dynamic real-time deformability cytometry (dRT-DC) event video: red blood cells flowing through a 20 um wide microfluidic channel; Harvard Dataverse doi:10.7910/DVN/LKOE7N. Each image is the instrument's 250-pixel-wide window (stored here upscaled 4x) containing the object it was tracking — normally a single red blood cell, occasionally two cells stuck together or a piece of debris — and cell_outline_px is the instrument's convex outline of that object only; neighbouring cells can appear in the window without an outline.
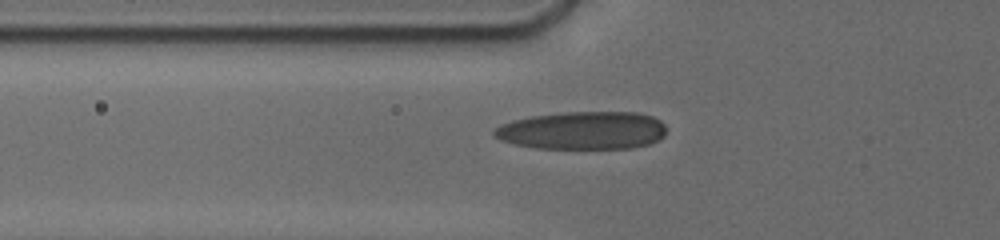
{"species": "human", "species_latin": "Homo sapiens", "temperature_condition": "cold", "stored_images_in_passage": 46, "camera_frame_rate_fps": 3000, "um_per_image_px": 0.085, "donor": {"sex": "male"}, "frame": {"image": 1, "passage_image": 2, "time_ms": 0.333, "image_size_px": [1000, 240], "cell_outline_px": [[664, 136], [648, 144], [632, 148], [536, 148], [516, 144], [500, 140], [492, 132], [500, 124], [512, 120], [532, 116], [568, 112], [636, 112], [652, 116], [660, 120], [664, 124]], "centroid_in_image_um": [49.52, 11.08], "position_along_channel_um": 76.3, "area_um2": 37.86}}
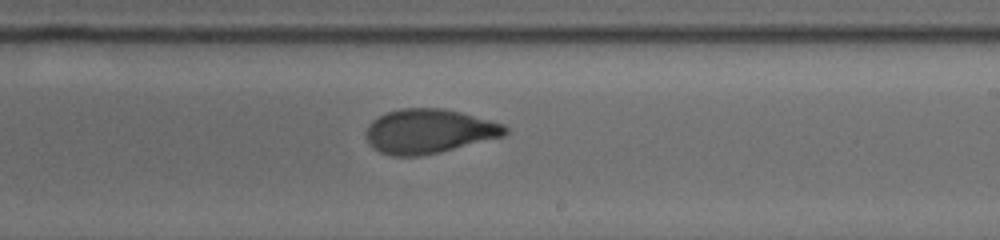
{"frame": {"image": 2, "passage_image": 20, "time_ms": 5.0, "image_size_px": [1000, 240], "cell_outline_px": [[508, 132], [504, 136], [440, 152], [420, 156], [392, 156], [380, 152], [372, 148], [368, 144], [364, 136], [364, 132], [368, 124], [372, 120], [388, 112], [400, 108], [444, 108], [460, 112], [504, 124], [508, 128]], "centroid_in_image_um": [36.42, 11.16], "position_along_channel_um": 252.6, "area_um2": 36.18}}
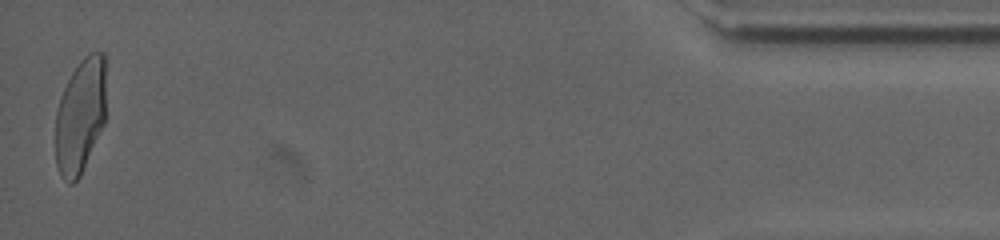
{"frame": {"image": 3, "passage_image": 46, "time_ms": 11.667, "image_size_px": [1000, 240], "cell_outline_px": [[104, 124], [80, 176], [72, 184], [68, 184], [60, 176], [56, 164], [56, 112], [60, 96], [72, 72], [80, 60], [88, 52], [104, 52]], "centroid_in_image_um": [6.81, 9.87], "position_along_channel_um": 428.4, "area_um2": 33.7}, "authors_computed_cell_mechanics": {"area_um2": 36.0961, "velocity_mm_per_s": 3.7697, "shape_relaxation_time_tau1_ms": 6.5866, "shape_relaxation_time_tau2_ms": 1.0128, "deformation_change_tau1": 0.1878, "deformation_change_tau2": 0.0671}}